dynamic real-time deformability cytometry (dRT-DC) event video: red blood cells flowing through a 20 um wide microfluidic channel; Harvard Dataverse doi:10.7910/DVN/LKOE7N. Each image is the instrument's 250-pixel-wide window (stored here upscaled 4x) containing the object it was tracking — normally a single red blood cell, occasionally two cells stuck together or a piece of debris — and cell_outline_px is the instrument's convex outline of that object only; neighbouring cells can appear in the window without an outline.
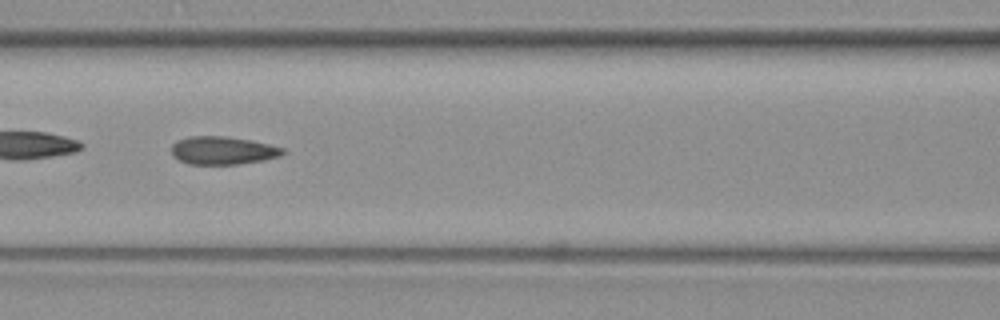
{"species": "common noctule bat (a hibernating species)", "species_latin": "Nyctalus noctula", "temperature_condition": "warm", "stored_images_in_passage": 50, "camera_frame_rate_fps": 3000, "um_per_image_px": 0.085, "animal": {"sex": "female", "body_mass_g": 19.3, "forearm_length_mm": 54.1}, "frame": {"image": 1, "passage_image": 22, "time_ms": 7.0, "image_size_px": [1000, 320], "cell_outline_px": [[284, 152], [280, 156], [264, 160], [240, 164], [188, 164], [172, 156], [172, 144], [176, 140], [188, 136], [228, 136], [252, 140], [284, 148]], "centroid_in_image_um": [18.92, 12.78], "position_along_channel_um": 147.7, "area_um2": 18.32}, "authors_computed_cell_mechanics": {"area_um2": 18.3226, "velocity_mm_per_s": 4.0823, "shape_relaxation_time_tau1_ms": null, "shape_relaxation_time_tau2_ms": 1.6275, "deformation_change_tau1": null, "deformation_change_tau2": 0.101}}